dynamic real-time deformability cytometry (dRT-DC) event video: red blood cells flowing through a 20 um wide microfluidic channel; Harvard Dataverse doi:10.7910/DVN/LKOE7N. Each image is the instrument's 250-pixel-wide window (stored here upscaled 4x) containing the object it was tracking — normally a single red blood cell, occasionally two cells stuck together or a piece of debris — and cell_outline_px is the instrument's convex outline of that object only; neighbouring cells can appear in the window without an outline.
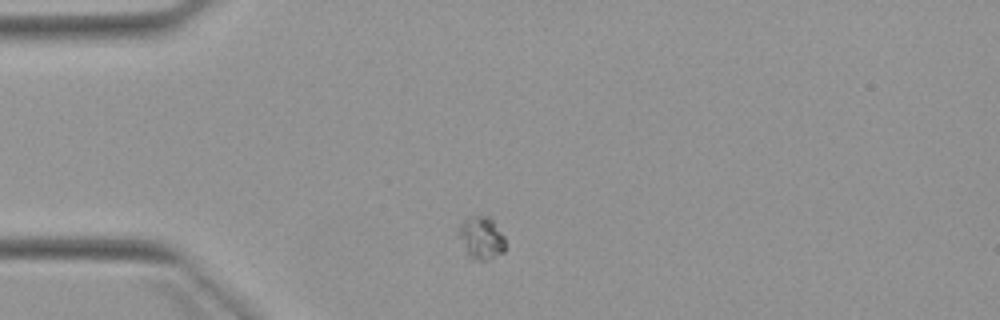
{"species": "Egyptian fruit bat (a non-hibernating species)", "species_latin": "Rousettus aegyptiacus", "temperature_condition": "warm", "stored_images_in_passage": 6, "camera_frame_rate_fps": 3000, "um_per_image_px": 0.085, "animal": {"sex": "female"}, "frame": {"image": 1, "passage_image": 1, "time_ms": 0.0, "image_size_px": [1000, 320], "cell_outline_px": [[504, 252], [488, 260], [472, 260], [456, 236], [456, 232], [460, 224], [468, 216], [488, 216], [492, 220], [504, 236]], "centroid_in_image_um": [40.86, 20.22], "position_along_channel_um": 44.1, "area_um2": 11.73}}
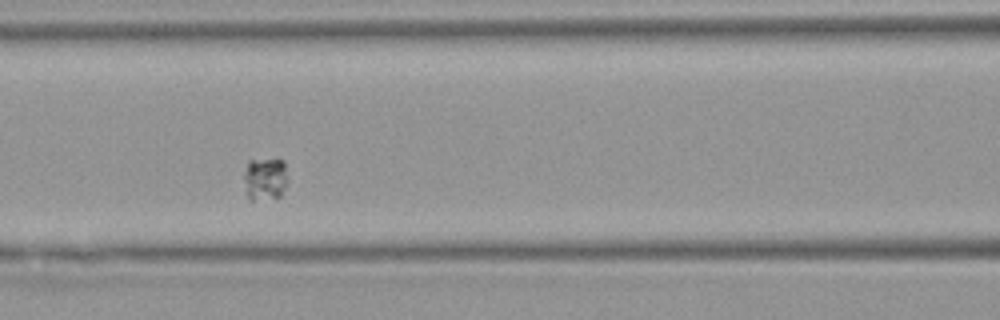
{"frame": {"image": 2, "passage_image": 4, "time_ms": 3.333, "image_size_px": [1000, 320], "cell_outline_px": [[288, 184], [280, 196], [252, 200], [248, 200], [244, 176], [244, 172], [248, 160], [284, 160], [288, 176]], "centroid_in_image_um": [22.56, 15.19], "position_along_channel_um": 144.0, "area_um2": 10.98}}
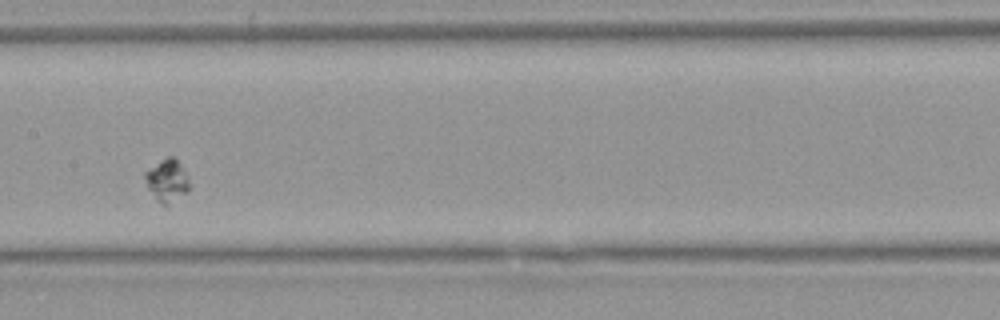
{"frame": {"image": 3, "passage_image": 5, "time_ms": 4.667, "image_size_px": [1000, 320], "cell_outline_px": [[192, 188], [188, 192], [168, 204], [160, 204], [156, 200], [148, 188], [144, 176], [144, 172], [168, 156], [176, 156], [188, 176]], "centroid_in_image_um": [14.25, 15.34], "position_along_channel_um": 193.2, "area_um2": 11.1}}